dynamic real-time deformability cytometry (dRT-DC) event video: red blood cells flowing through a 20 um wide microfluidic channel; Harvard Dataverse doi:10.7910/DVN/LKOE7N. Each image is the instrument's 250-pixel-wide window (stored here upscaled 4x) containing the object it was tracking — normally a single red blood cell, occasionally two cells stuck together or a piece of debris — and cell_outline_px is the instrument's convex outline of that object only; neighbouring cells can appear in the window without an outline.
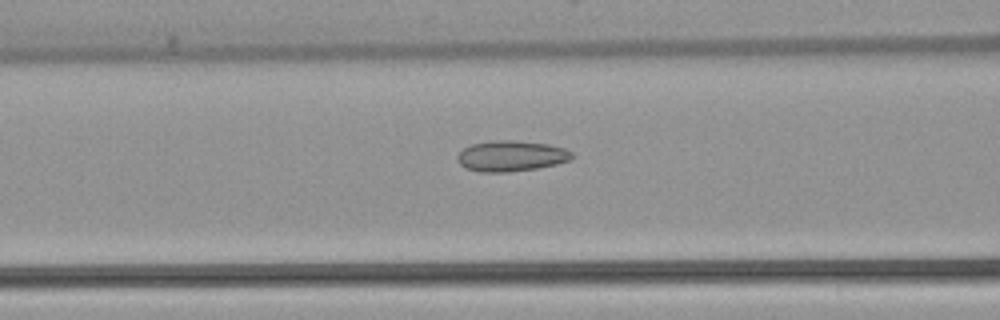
{"species": "common noctule bat (a hibernating species)", "species_latin": "Nyctalus noctula", "temperature_condition": "warm", "stored_images_in_passage": 44, "camera_frame_rate_fps": 3000, "um_per_image_px": 0.085, "animal": {"sex": "female", "body_mass_g": 22.7, "forearm_length_mm": 54.2}, "frame": {"image": 1, "passage_image": 13, "time_ms": 4.0, "image_size_px": [1000, 320], "cell_outline_px": [[572, 160], [556, 164], [536, 168], [508, 172], [480, 172], [468, 168], [460, 164], [456, 160], [456, 156], [464, 148], [472, 144], [496, 140], [516, 140], [548, 144], [564, 148], [572, 152]], "centroid_in_image_um": [43.45, 13.25], "position_along_channel_um": 123.1, "area_um2": 20.46}}
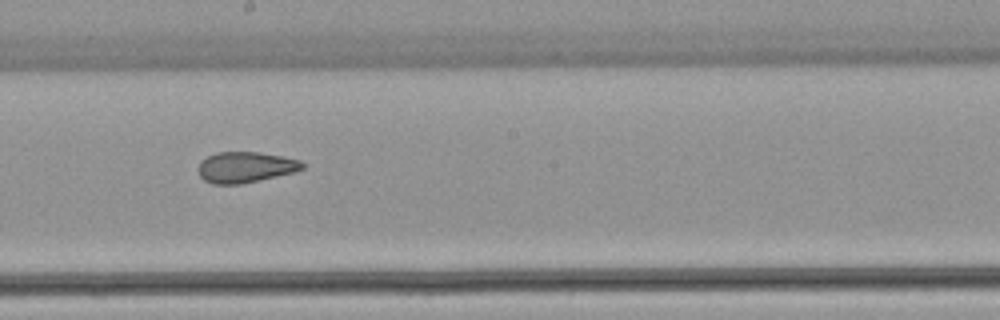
{"frame": {"image": 2, "passage_image": 21, "time_ms": 6.667, "image_size_px": [1000, 320], "cell_outline_px": [[304, 168], [296, 172], [240, 184], [212, 184], [204, 180], [200, 176], [196, 168], [200, 160], [216, 152], [260, 152], [300, 160], [304, 164]], "centroid_in_image_um": [20.83, 14.21], "position_along_channel_um": 227.4, "area_um2": 18.84}}
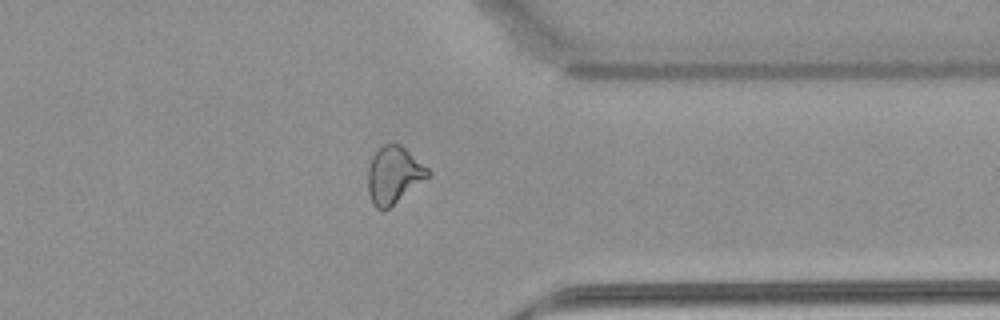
{"frame": {"image": 3, "passage_image": 33, "time_ms": 10.667, "image_size_px": [1000, 320], "cell_outline_px": [[432, 172], [428, 176], [384, 212], [376, 208], [372, 204], [368, 192], [368, 168], [372, 156], [384, 144], [400, 144], [428, 168]], "centroid_in_image_um": [33.44, 14.89], "position_along_channel_um": 378.0, "area_um2": 19.71}, "authors_computed_cell_mechanics": {"area_um2": 19.941, "velocity_mm_per_s": 3.909, "shape_relaxation_time_tau1_ms": null, "shape_relaxation_time_tau2_ms": 1.6312, "deformation_change_tau1": null, "deformation_change_tau2": 0.0827}}